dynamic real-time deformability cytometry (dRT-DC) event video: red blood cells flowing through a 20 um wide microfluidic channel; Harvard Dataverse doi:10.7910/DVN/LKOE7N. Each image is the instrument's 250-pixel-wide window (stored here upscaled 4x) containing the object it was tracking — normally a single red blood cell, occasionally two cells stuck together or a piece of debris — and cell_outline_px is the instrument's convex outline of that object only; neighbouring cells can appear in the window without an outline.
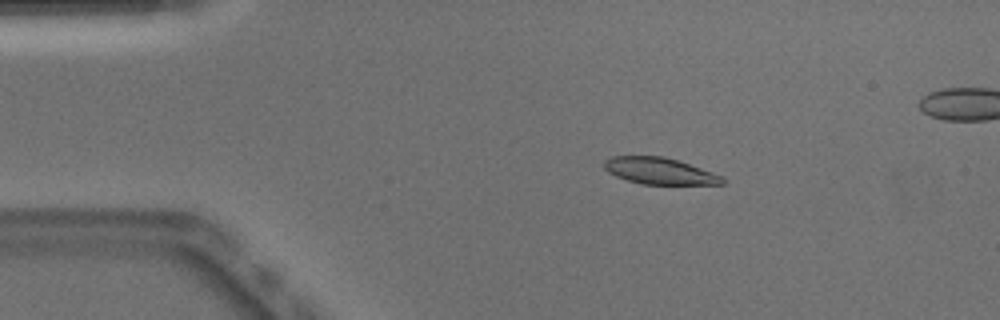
{"species": "Egyptian fruit bat (a non-hibernating species)", "species_latin": "Rousettus aegyptiacus", "temperature_condition": "warm", "stored_images_in_passage": 46, "camera_frame_rate_fps": 3000, "um_per_image_px": 0.085, "animal": {"sex": "male"}, "frame": {"image": 1, "passage_image": 3, "time_ms": 0.667, "image_size_px": [1000, 320], "cell_outline_px": [[728, 180], [724, 184], [640, 184], [616, 176], [608, 172], [604, 168], [604, 160], [612, 156], [664, 156], [724, 176]], "centroid_in_image_um": [56.08, 14.54], "position_along_channel_um": 28.9, "area_um2": 18.26}}
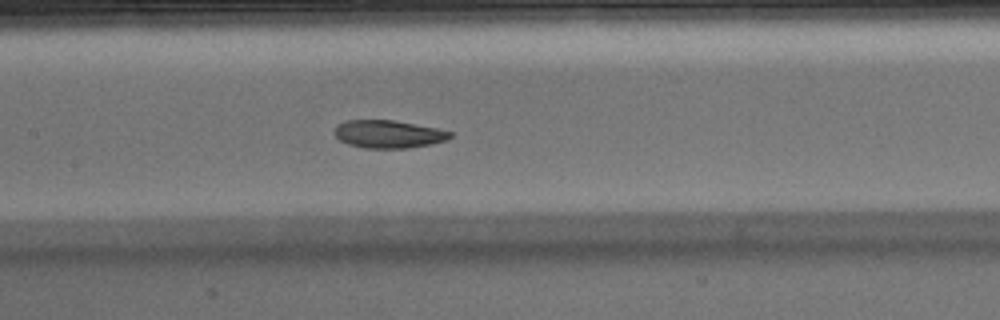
{"frame": {"image": 2, "passage_image": 18, "time_ms": 5.667, "image_size_px": [1000, 320], "cell_outline_px": [[452, 136], [448, 140], [432, 144], [408, 148], [364, 148], [348, 144], [340, 140], [332, 132], [336, 124], [348, 120], [392, 120], [436, 128], [452, 132]], "centroid_in_image_um": [32.99, 11.4], "position_along_channel_um": 174.4, "area_um2": 18.84}}
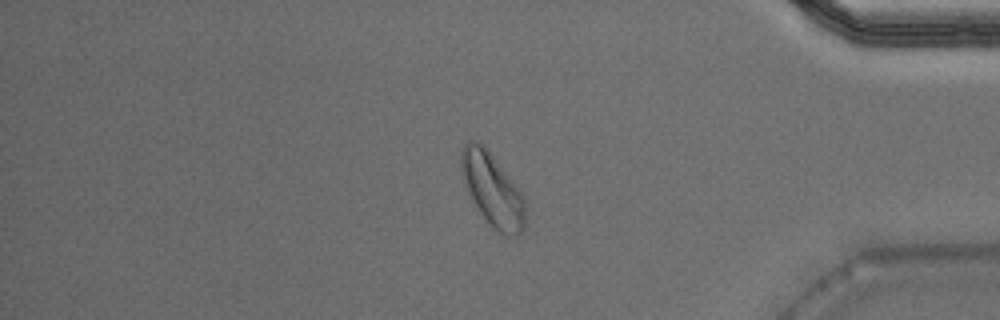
{"frame": {"image": 3, "passage_image": 37, "time_ms": 12.0, "image_size_px": [1000, 320], "cell_outline_px": [[524, 228], [516, 236], [504, 236], [480, 212], [468, 192], [460, 172], [460, 148], [468, 140], [476, 140], [484, 144], [520, 192], [524, 200]], "centroid_in_image_um": [41.8, 16.05], "position_along_channel_um": 393.4, "area_um2": 26.76}, "authors_computed_cell_mechanics": {"area_um2": 19.7965, "velocity_mm_per_s": 3.9141, "shape_relaxation_time_tau1_ms": 4.1674, "shape_relaxation_time_tau2_ms": 4.1588, "deformation_change_tau1": 0.1406, "deformation_change_tau2": 0.0961}}